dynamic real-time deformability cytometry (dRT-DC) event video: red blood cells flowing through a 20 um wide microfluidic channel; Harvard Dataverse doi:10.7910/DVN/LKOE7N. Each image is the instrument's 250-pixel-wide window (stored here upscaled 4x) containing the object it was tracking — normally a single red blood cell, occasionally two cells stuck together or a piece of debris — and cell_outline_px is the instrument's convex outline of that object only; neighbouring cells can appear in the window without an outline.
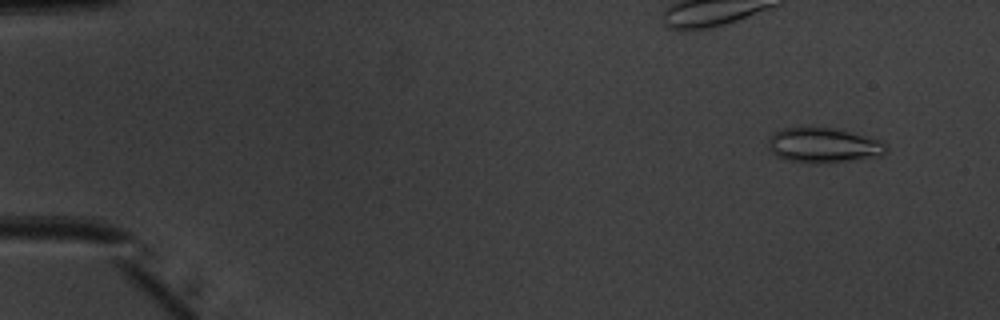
{"species": "common noctule bat (a hibernating species)", "species_latin": "Nyctalus noctula", "temperature_condition": "warm", "stored_images_in_passage": 51, "camera_frame_rate_fps": 3000, "um_per_image_px": 0.085, "animal": {"sex": "male", "body_mass_g": 20.1, "forearm_length_mm": 53.5}, "frame": {"image": 1, "passage_image": 4, "time_ms": 1.0, "image_size_px": [1000, 320], "cell_outline_px": [[888, 152], [880, 156], [852, 160], [812, 164], [808, 164], [788, 160], [776, 156], [768, 148], [768, 136], [772, 132], [784, 128], [808, 124], [836, 128], [880, 140], [888, 144]], "centroid_in_image_um": [69.95, 12.31], "position_along_channel_um": 15.0, "area_um2": 25.03}}
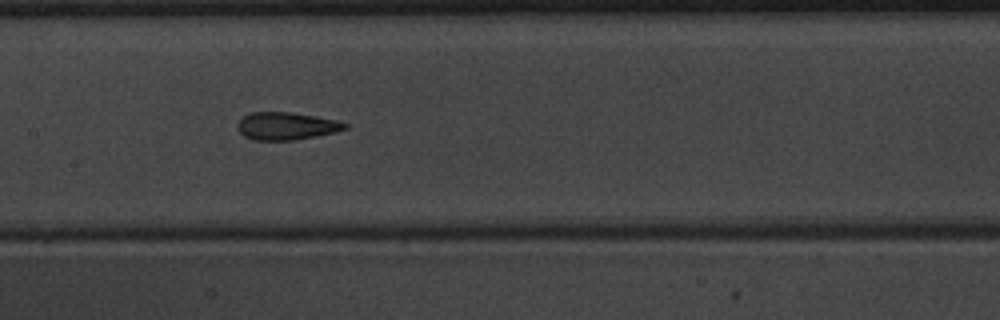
{"frame": {"image": 2, "passage_image": 26, "time_ms": 8.333, "image_size_px": [1000, 320], "cell_outline_px": [[348, 128], [336, 132], [296, 140], [252, 140], [244, 136], [236, 128], [236, 124], [248, 112], [292, 112], [336, 120], [348, 124]], "centroid_in_image_um": [24.31, 10.71], "position_along_channel_um": 183.1, "area_um2": 17.4}}
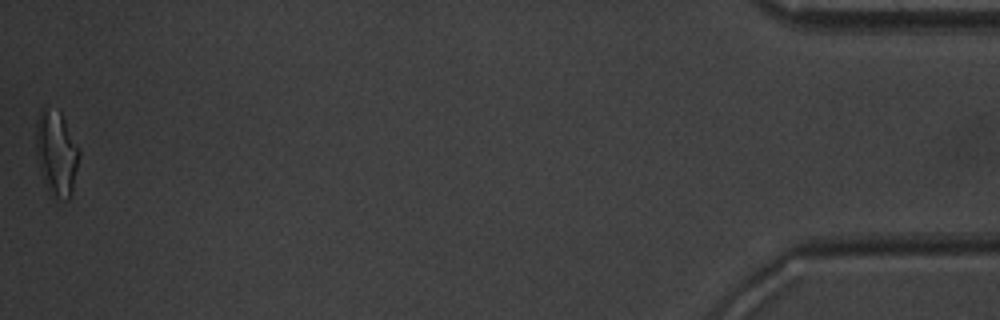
{"frame": {"image": 3, "passage_image": 51, "time_ms": 16.667, "image_size_px": [1000, 320], "cell_outline_px": [[80, 156], [72, 192], [68, 200], [64, 200], [56, 196], [48, 188], [36, 156], [36, 120], [40, 112], [44, 108], [60, 112], [80, 148]], "centroid_in_image_um": [4.83, 12.99], "position_along_channel_um": 430.4, "area_um2": 20.92}, "authors_computed_cell_mechanics": {"area_um2": 18.1492, "velocity_mm_per_s": 4.0246, "shape_relaxation_time_tau1_ms": null, "shape_relaxation_time_tau2_ms": 1.6951, "deformation_change_tau1": null, "deformation_change_tau2": 0.1059}}